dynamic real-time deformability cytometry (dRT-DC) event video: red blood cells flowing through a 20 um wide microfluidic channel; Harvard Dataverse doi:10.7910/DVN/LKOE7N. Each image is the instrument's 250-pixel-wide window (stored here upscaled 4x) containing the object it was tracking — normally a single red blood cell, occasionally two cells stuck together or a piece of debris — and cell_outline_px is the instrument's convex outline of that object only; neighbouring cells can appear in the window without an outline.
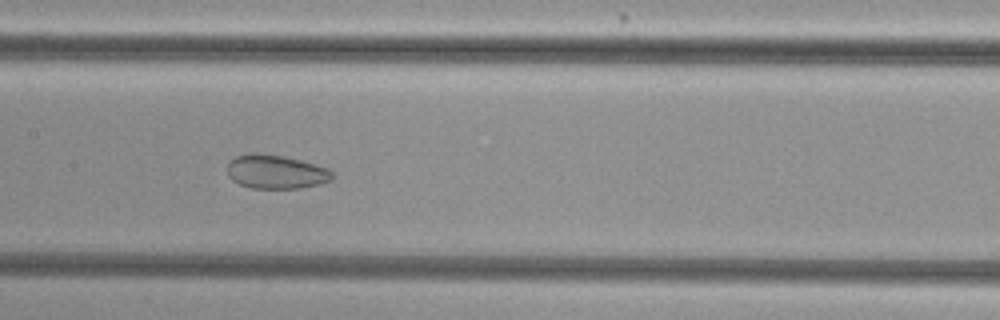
{"species": "common noctule bat (a hibernating species)", "species_latin": "Nyctalus noctula", "temperature_condition": "cold", "stored_images_in_passage": 41, "camera_frame_rate_fps": 3000, "um_per_image_px": 0.085, "animal": {"sex": "female", "body_mass_g": 29.2, "forearm_length_mm": 56.3}, "frame": {"image": 1, "passage_image": 17, "time_ms": 5.333, "image_size_px": [1000, 320], "cell_outline_px": [[332, 180], [320, 184], [300, 188], [252, 188], [240, 184], [232, 180], [228, 176], [228, 164], [236, 156], [252, 152], [284, 156], [316, 164], [328, 168], [332, 172]], "centroid_in_image_um": [23.46, 14.6], "position_along_channel_um": 183.9, "area_um2": 20.69}}
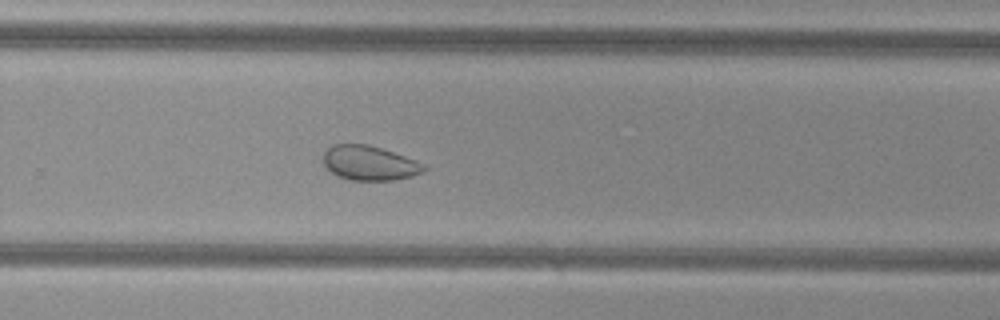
{"frame": {"image": 2, "passage_image": 26, "time_ms": 8.333, "image_size_px": [1000, 320], "cell_outline_px": [[428, 168], [424, 172], [412, 176], [392, 180], [348, 180], [336, 176], [324, 164], [324, 152], [332, 144], [368, 144], [416, 160], [424, 164]], "centroid_in_image_um": [31.41, 13.86], "position_along_channel_um": 298.4, "area_um2": 20.23}}
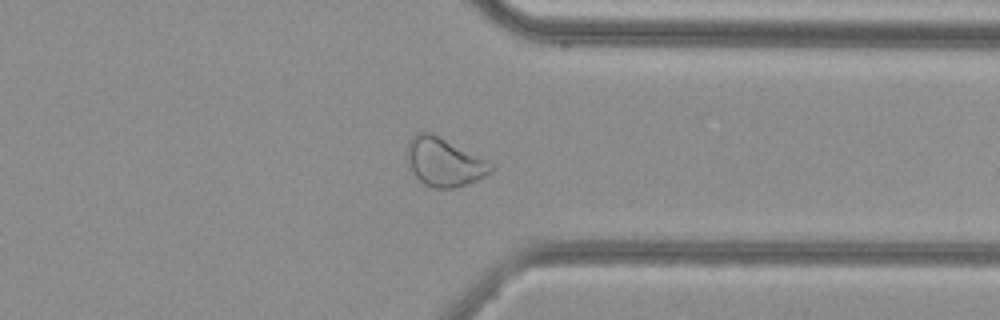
{"frame": {"image": 3, "passage_image": 32, "time_ms": 10.333, "image_size_px": [1000, 320], "cell_outline_px": [[496, 168], [484, 176], [476, 180], [456, 188], [436, 188], [424, 184], [416, 176], [408, 164], [408, 140], [416, 132], [432, 132], [488, 160]], "centroid_in_image_um": [37.77, 13.76], "position_along_channel_um": 373.6, "area_um2": 23.64}}